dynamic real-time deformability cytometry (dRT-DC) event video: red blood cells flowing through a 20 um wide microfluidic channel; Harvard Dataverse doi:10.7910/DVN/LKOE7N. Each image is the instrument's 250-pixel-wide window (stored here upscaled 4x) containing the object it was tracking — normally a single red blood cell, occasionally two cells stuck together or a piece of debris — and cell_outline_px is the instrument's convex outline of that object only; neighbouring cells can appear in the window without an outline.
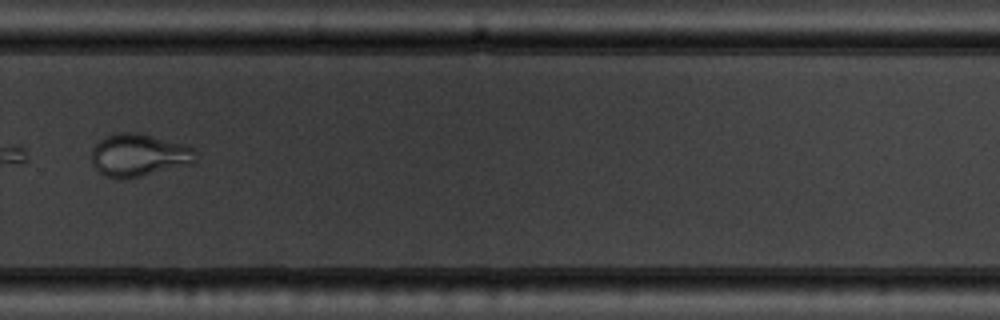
{"species": "common noctule bat (a hibernating species)", "species_latin": "Nyctalus noctula", "temperature_condition": "warm", "stored_images_in_passage": 14, "camera_frame_rate_fps": 3000, "um_per_image_px": 0.085, "animal": {"sex": "male", "body_mass_g": 19.5, "forearm_length_mm": 54.6}, "frame": {"image": 1, "passage_image": 10, "time_ms": 11.333, "image_size_px": [1000, 320], "cell_outline_px": [[196, 160], [192, 164], [140, 176], [120, 180], [116, 180], [104, 176], [92, 164], [92, 148], [100, 140], [116, 132], [136, 132], [184, 144], [196, 148]], "centroid_in_image_um": [11.81, 13.2], "position_along_channel_um": 318.0, "area_um2": 26.01}}